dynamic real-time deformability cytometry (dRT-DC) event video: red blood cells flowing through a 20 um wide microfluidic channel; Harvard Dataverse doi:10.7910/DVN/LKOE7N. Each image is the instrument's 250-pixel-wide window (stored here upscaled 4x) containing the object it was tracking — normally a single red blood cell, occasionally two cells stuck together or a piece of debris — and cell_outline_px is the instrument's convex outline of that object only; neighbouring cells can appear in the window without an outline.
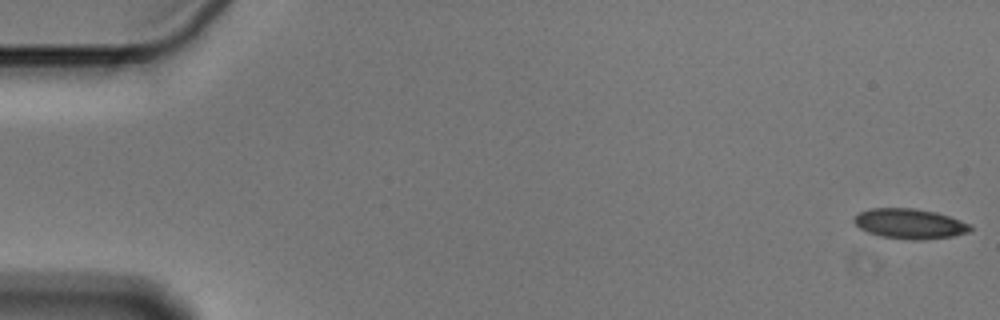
{"species": "Egyptian fruit bat (a non-hibernating species)", "species_latin": "Rousettus aegyptiacus", "temperature_condition": "cold", "stored_images_in_passage": 56, "camera_frame_rate_fps": 3000, "um_per_image_px": 0.085, "animal": {"sex": "male"}, "frame": {"image": 1, "passage_image": 1, "time_ms": 0.0, "image_size_px": [1000, 320], "cell_outline_px": [[972, 228], [968, 232], [952, 236], [920, 240], [908, 240], [880, 236], [868, 232], [860, 228], [852, 220], [860, 212], [872, 208], [912, 208], [936, 212], [972, 224]], "centroid_in_image_um": [77.33, 19.02], "position_along_channel_um": 7.7, "area_um2": 20.29}}
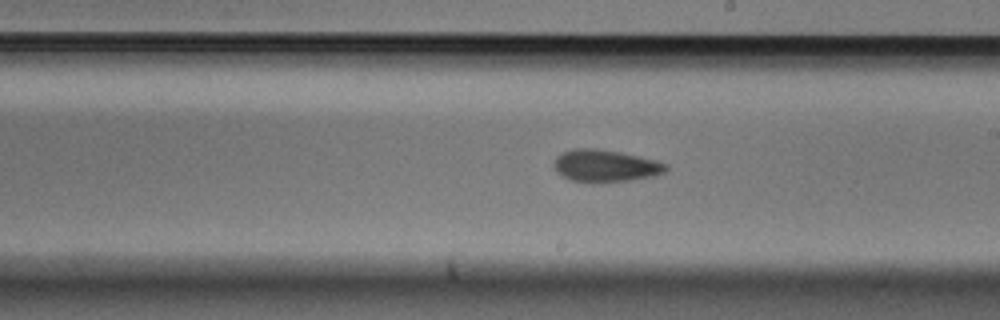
{"frame": {"image": 2, "passage_image": 32, "time_ms": 10.333, "image_size_px": [1000, 320], "cell_outline_px": [[668, 168], [664, 172], [652, 176], [632, 180], [592, 184], [572, 180], [560, 176], [556, 172], [552, 164], [556, 156], [572, 148], [596, 148], [620, 152], [656, 160], [668, 164]], "centroid_in_image_um": [51.41, 14.11], "position_along_channel_um": 237.6, "area_um2": 21.44}}
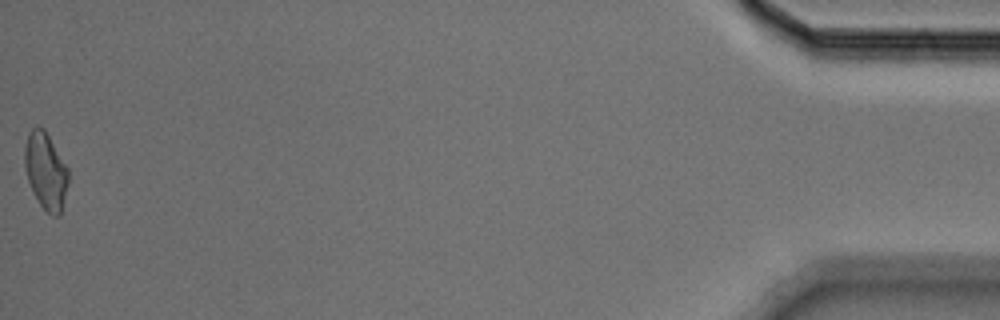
{"frame": {"image": 3, "passage_image": 56, "time_ms": 18.333, "image_size_px": [1000, 320], "cell_outline_px": [[68, 184], [60, 216], [52, 216], [40, 204], [28, 180], [24, 168], [24, 148], [28, 132], [36, 124], [44, 128], [68, 168]], "centroid_in_image_um": [3.88, 14.49], "position_along_channel_um": 431.3, "area_um2": 19.54}, "authors_computed_cell_mechanics": {"area_um2": 20.3745, "velocity_mm_per_s": 3.5994, "shape_relaxation_time_tau1_ms": 5.579, "shape_relaxation_time_tau2_ms": 8.9959, "deformation_change_tau1": 0.115, "deformation_change_tau2": 0.1406}}